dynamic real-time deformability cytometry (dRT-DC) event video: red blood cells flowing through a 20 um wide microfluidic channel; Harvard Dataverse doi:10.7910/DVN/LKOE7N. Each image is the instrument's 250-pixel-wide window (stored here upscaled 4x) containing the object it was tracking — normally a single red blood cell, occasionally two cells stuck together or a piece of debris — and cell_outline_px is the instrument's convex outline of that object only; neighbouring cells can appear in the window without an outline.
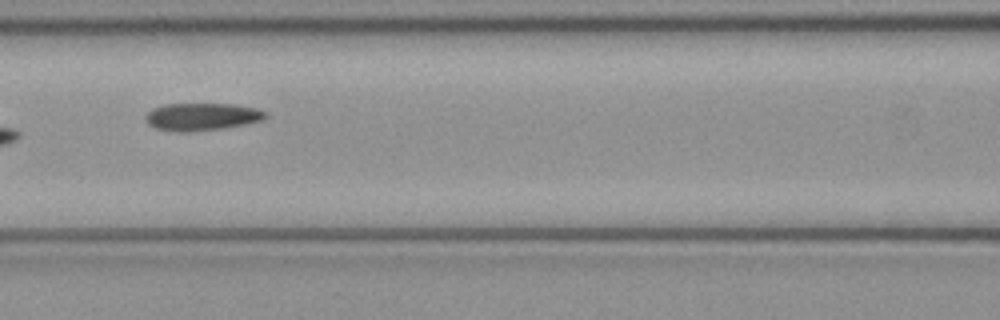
{"species": "common noctule bat (a hibernating species)", "species_latin": "Nyctalus noctula", "temperature_condition": "cold", "stored_images_in_passage": 4, "camera_frame_rate_fps": 3000, "um_per_image_px": 0.085, "animal": {"sex": "female", "body_mass_g": 21.9}, "frame": {"image": 1, "passage_image": 4, "time_ms": 1.0, "image_size_px": [1000, 320], "cell_outline_px": [[268, 116], [264, 120], [224, 128], [184, 132], [180, 132], [156, 128], [148, 124], [144, 116], [152, 108], [168, 104], [232, 104], [256, 108], [268, 112]], "centroid_in_image_um": [17.18, 9.92], "position_along_channel_um": 149.4, "area_um2": 19.19}}